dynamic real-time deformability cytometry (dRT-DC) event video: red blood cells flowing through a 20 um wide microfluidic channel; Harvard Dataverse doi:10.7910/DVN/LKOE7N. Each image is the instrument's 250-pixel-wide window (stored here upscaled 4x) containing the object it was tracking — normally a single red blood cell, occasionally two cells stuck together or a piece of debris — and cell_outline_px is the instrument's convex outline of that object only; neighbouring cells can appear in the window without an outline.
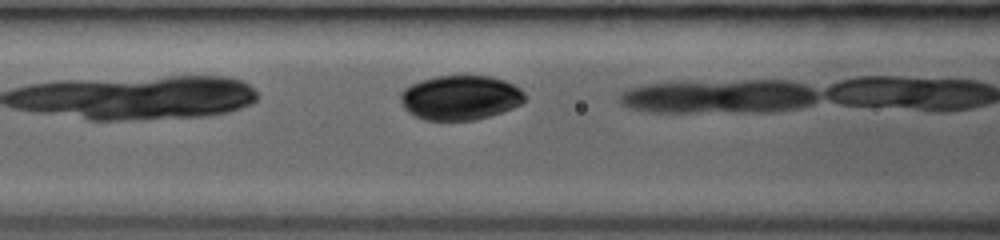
{"species": "common noctule bat (a hibernating species)", "species_latin": "Nyctalus noctula", "temperature_condition": "room temperature", "stored_images_in_passage": 5, "camera_frame_rate_fps": 3000, "um_per_image_px": 0.085, "animal": {"sex": "female", "body_mass_g": 19.0, "forearm_length_mm": 53.3}, "frame": {"image": 1, "passage_image": 4, "time_ms": 1.0, "image_size_px": [1000, 240], "cell_outline_px": [[524, 100], [520, 104], [512, 108], [488, 116], [472, 120], [424, 120], [408, 112], [404, 108], [400, 100], [400, 92], [404, 88], [420, 80], [436, 76], [492, 76], [504, 80], [520, 88], [524, 92]], "centroid_in_image_um": [39.09, 8.29], "position_along_channel_um": 127.5, "area_um2": 32.19}}